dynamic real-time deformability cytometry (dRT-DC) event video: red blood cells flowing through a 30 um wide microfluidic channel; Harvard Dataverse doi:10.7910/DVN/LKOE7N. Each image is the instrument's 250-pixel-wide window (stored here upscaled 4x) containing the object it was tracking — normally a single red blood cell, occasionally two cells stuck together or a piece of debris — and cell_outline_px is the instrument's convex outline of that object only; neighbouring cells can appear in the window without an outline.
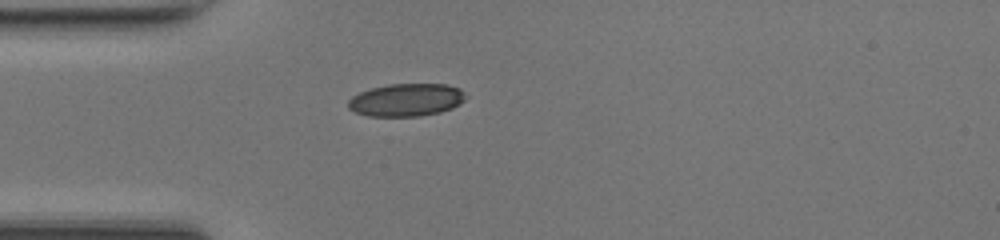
{"species": "common noctule bat (a hibernating species)", "species_latin": "Nyctalus noctula", "temperature_condition": "room temperature", "stored_images_in_passage": 36, "camera_frame_rate_fps": 3000, "um_per_image_px": 0.085, "animal": {"sex": "female", "body_mass_g": 17.0, "forearm_length_mm": 48.0}, "frame": {"image": 1, "passage_image": 1, "time_ms": 0.0, "image_size_px": [1000, 240], "cell_outline_px": [[464, 100], [460, 104], [452, 108], [440, 112], [420, 116], [368, 116], [356, 112], [348, 108], [348, 100], [352, 96], [360, 92], [372, 88], [388, 84], [448, 84], [460, 88], [464, 92]], "centroid_in_image_um": [34.54, 8.49], "position_along_channel_um": 50.5, "area_um2": 22.43}}
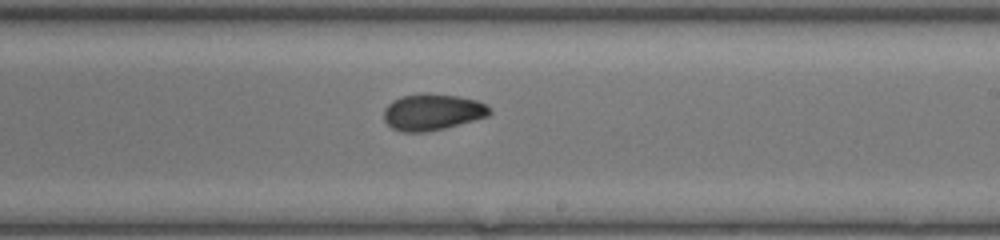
{"frame": {"image": 2, "passage_image": 16, "time_ms": 5.0, "image_size_px": [1000, 240], "cell_outline_px": [[492, 112], [488, 116], [444, 128], [424, 132], [400, 132], [392, 128], [384, 120], [384, 108], [392, 100], [404, 96], [424, 92], [428, 92], [456, 96], [476, 100], [492, 108]], "centroid_in_image_um": [36.73, 9.52], "position_along_channel_um": 252.3, "area_um2": 22.48}}
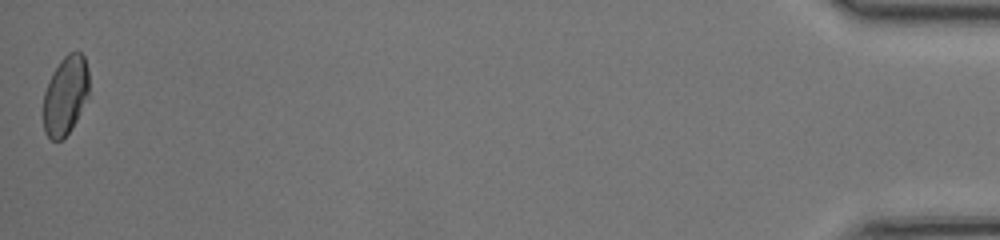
{"frame": {"image": 3, "passage_image": 36, "time_ms": 11.667, "image_size_px": [1000, 240], "cell_outline_px": [[88, 96], [72, 128], [60, 140], [52, 140], [44, 132], [44, 92], [52, 72], [60, 60], [68, 52], [80, 52], [84, 56], [88, 68]], "centroid_in_image_um": [5.56, 8.08], "position_along_channel_um": 429.6, "area_um2": 20.87}, "authors_computed_cell_mechanics": {"area_um2": 22.1663, "velocity_mm_per_s": 4.2263, "shape_relaxation_time_tau1_ms": 7.2157, "shape_relaxation_time_tau2_ms": 1.6366, "deformation_change_tau1": 0.2027, "deformation_change_tau2": 0.0584}}